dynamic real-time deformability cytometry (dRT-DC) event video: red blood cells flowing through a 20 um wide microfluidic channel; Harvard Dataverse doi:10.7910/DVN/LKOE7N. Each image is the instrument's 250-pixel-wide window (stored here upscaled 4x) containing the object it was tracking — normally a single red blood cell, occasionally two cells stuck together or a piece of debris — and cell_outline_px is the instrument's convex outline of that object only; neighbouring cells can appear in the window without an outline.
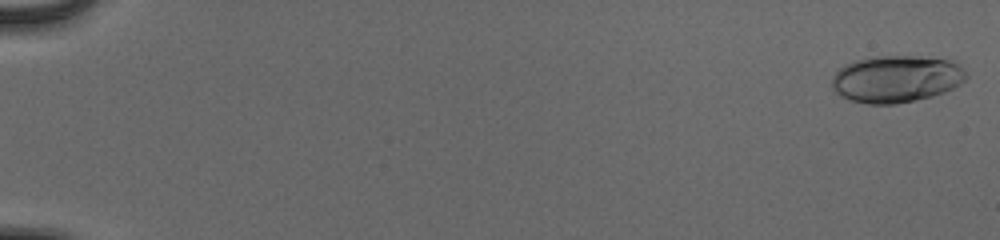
{"species": "human", "species_latin": "Homo sapiens", "temperature_condition": "cold", "stored_images_in_passage": 55, "camera_frame_rate_fps": 3000, "um_per_image_px": 0.085, "donor": {"sex": "male"}, "frame": {"image": 1, "passage_image": 1, "time_ms": 0.0, "image_size_px": [1000, 240], "cell_outline_px": [[968, 76], [960, 84], [944, 92], [932, 96], [896, 104], [868, 104], [852, 100], [840, 96], [832, 88], [832, 76], [844, 64], [856, 60], [876, 56], [920, 56], [956, 60], [964, 68]], "centroid_in_image_um": [76.21, 6.69], "position_along_channel_um": 8.8, "area_um2": 37.11}}
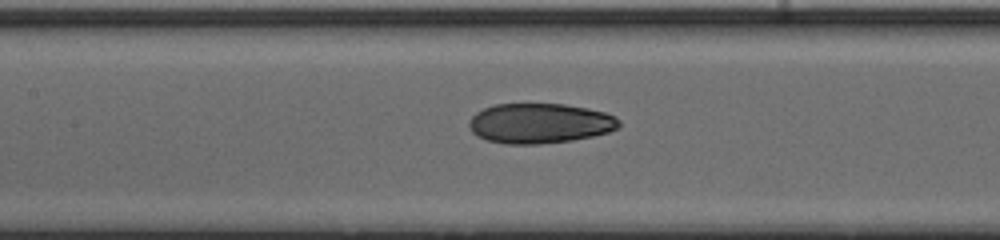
{"frame": {"image": 2, "passage_image": 28, "time_ms": 9.0, "image_size_px": [1000, 240], "cell_outline_px": [[620, 128], [608, 132], [592, 136], [572, 140], [540, 144], [504, 144], [488, 140], [476, 136], [472, 132], [468, 124], [468, 120], [476, 112], [484, 108], [496, 104], [564, 104], [588, 108], [604, 112], [616, 116], [620, 120]], "centroid_in_image_um": [45.88, 10.48], "position_along_channel_um": 161.5, "area_um2": 35.2}}
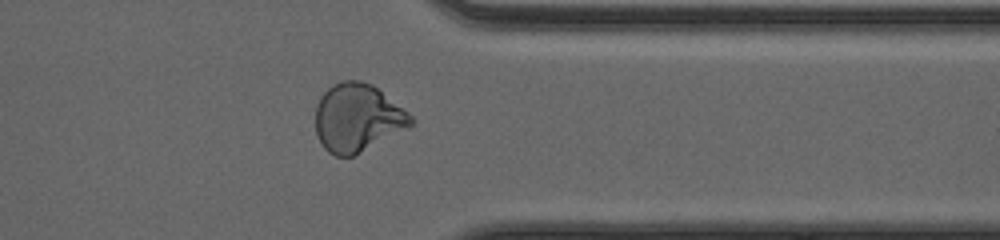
{"frame": {"image": 3, "passage_image": 45, "time_ms": 14.667, "image_size_px": [1000, 240], "cell_outline_px": [[416, 120], [412, 124], [352, 156], [336, 156], [328, 152], [320, 144], [316, 132], [316, 104], [320, 96], [332, 84], [340, 80], [360, 80], [372, 84], [408, 112]], "centroid_in_image_um": [30.33, 9.98], "position_along_channel_um": 381.1, "area_um2": 37.4}, "authors_computed_cell_mechanics": {"area_um2": 35.4892, "velocity_mm_per_s": 3.9168, "shape_relaxation_time_tau1_ms": 10.9025, "shape_relaxation_time_tau2_ms": 2.1329, "deformation_change_tau1": 0.2895, "deformation_change_tau2": 0.0712}}